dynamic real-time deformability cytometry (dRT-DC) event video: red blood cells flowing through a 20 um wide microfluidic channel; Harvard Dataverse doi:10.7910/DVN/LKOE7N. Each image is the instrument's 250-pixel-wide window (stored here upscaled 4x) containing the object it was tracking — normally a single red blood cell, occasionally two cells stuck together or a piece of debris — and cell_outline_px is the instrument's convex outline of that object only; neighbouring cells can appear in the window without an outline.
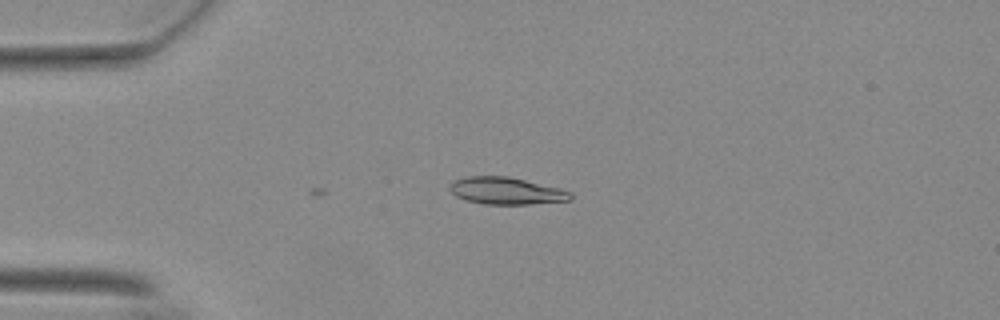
{"species": "Egyptian fruit bat (a non-hibernating species)", "species_latin": "Rousettus aegyptiacus", "temperature_condition": "warm", "stored_images_in_passage": 6, "camera_frame_rate_fps": 3000, "um_per_image_px": 0.085, "animal": {"sex": "female"}, "frame": {"image": 1, "passage_image": 6, "time_ms": 1.667, "image_size_px": [1000, 320], "cell_outline_px": [[572, 200], [528, 204], [484, 204], [468, 200], [456, 196], [448, 188], [456, 180], [464, 176], [508, 176], [560, 188], [572, 192]], "centroid_in_image_um": [43.06, 16.22], "position_along_channel_um": 41.9, "area_um2": 18.96}}